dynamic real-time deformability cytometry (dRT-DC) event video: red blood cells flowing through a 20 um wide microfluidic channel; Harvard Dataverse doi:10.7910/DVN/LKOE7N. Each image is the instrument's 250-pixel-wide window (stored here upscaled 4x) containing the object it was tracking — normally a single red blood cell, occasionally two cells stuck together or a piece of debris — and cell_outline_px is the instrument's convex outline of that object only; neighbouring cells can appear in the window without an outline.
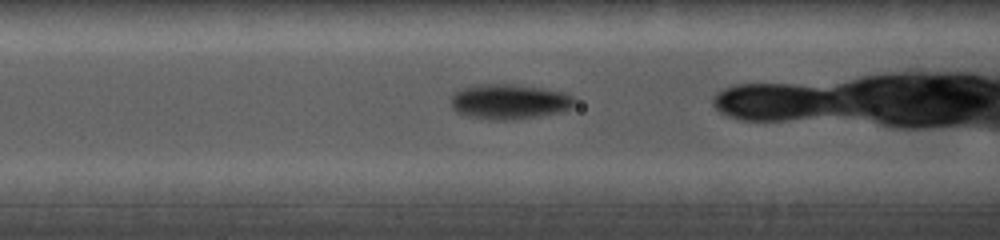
{"species": "common noctule bat (a hibernating species)", "species_latin": "Nyctalus noctula", "temperature_condition": "cold", "stored_images_in_passage": 10, "camera_frame_rate_fps": 5000, "um_per_image_px": 0.085, "animal": {"sex": "female", "body_mass_g": 19.0, "forearm_length_mm": 56.7}, "frame": {"image": 1, "passage_image": 5, "time_ms": 1.8, "image_size_px": [1000, 240], "cell_outline_px": [[576, 104], [572, 108], [560, 112], [540, 116], [512, 120], [492, 120], [468, 116], [456, 112], [452, 108], [452, 92], [460, 88], [476, 84], [512, 84], [544, 88], [564, 92], [572, 96], [576, 100]], "centroid_in_image_um": [43.29, 8.63], "position_along_channel_um": 123.3, "area_um2": 25.66}}
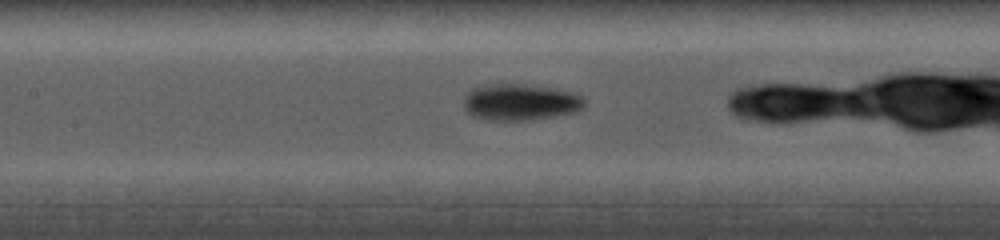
{"frame": {"image": 2, "passage_image": 7, "time_ms": 2.8, "image_size_px": [1000, 240], "cell_outline_px": [[584, 108], [576, 112], [528, 120], [488, 120], [472, 116], [464, 108], [464, 92], [472, 88], [484, 84], [524, 84], [556, 88], [576, 92], [584, 96]], "centroid_in_image_um": [44.22, 8.66], "position_along_channel_um": 163.2, "area_um2": 26.13}}
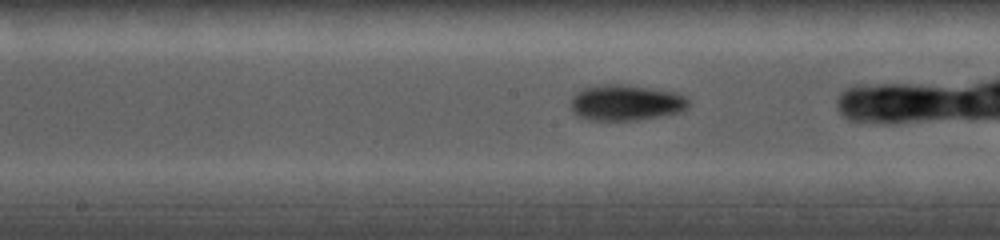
{"frame": {"image": 3, "passage_image": 9, "time_ms": 3.6, "image_size_px": [1000, 240], "cell_outline_px": [[688, 108], [684, 112], [636, 120], [588, 120], [576, 116], [572, 112], [572, 96], [576, 92], [584, 88], [600, 84], [620, 84], [676, 92], [688, 96]], "centroid_in_image_um": [53.22, 8.73], "position_along_channel_um": 195.0, "area_um2": 24.8}}